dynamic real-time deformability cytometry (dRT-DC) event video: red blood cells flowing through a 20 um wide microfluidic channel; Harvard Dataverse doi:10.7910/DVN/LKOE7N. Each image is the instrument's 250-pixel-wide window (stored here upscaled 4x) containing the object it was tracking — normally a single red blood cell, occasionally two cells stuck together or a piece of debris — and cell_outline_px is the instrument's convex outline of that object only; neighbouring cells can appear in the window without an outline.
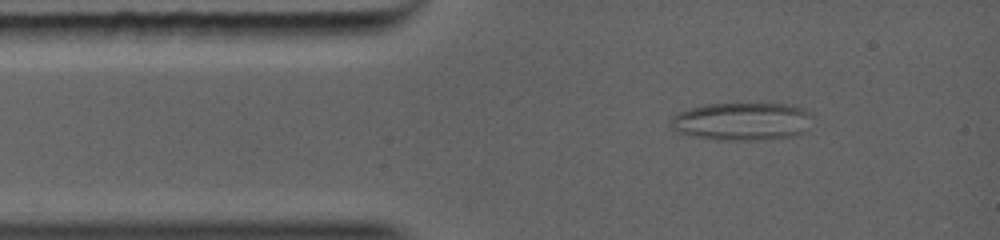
{"species": "common noctule bat (a hibernating species)", "species_latin": "Nyctalus noctula", "temperature_condition": "warm", "stored_images_in_passage": 7, "segment_of_instrument_passage": [1, 2], "camera_frame_rate_fps": 5000, "um_per_image_px": 0.085, "animal": {"sex": "female", "body_mass_g": 19.0, "forearm_length_mm": 56.7}, "frame": {"image": 1, "passage_image": 2, "time_ms": 0.8, "image_size_px": [1000, 240], "cell_outline_px": [[816, 116], [808, 128], [804, 132], [796, 136], [768, 140], [716, 140], [692, 136], [676, 132], [668, 128], [668, 120], [676, 112], [708, 104], [796, 104], [808, 108]], "centroid_in_image_um": [63.13, 10.33], "position_along_channel_um": 21.9, "area_um2": 32.54}}